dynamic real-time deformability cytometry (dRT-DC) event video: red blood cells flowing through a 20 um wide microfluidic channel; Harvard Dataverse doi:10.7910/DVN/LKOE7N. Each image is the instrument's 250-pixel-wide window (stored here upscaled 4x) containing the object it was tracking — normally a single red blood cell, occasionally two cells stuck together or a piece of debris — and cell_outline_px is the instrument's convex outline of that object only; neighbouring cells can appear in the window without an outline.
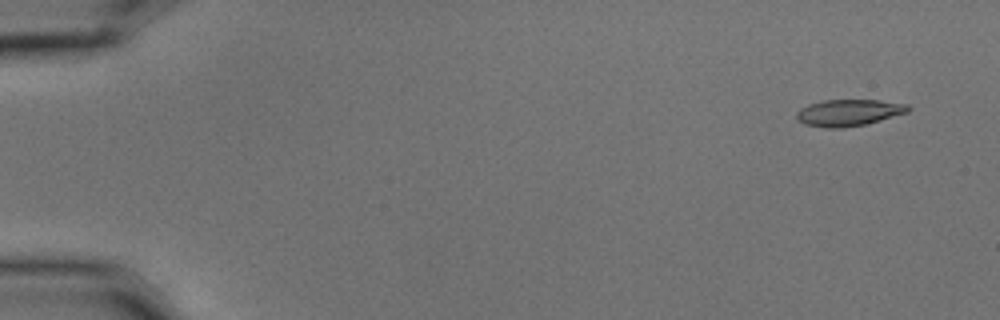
{"species": "common noctule bat (a hibernating species)", "species_latin": "Nyctalus noctula", "temperature_condition": "cold", "stored_images_in_passage": 5, "camera_frame_rate_fps": 3000, "um_per_image_px": 0.085, "animal": {"sex": "male", "body_mass_g": 15.6}, "frame": {"image": 1, "passage_image": 1, "time_ms": 0.0, "image_size_px": [1000, 320], "cell_outline_px": [[912, 108], [908, 112], [880, 120], [864, 124], [840, 128], [828, 128], [804, 124], [796, 116], [796, 112], [800, 108], [808, 104], [820, 100], [880, 100], [908, 104]], "centroid_in_image_um": [72.14, 9.56], "position_along_channel_um": 12.9, "area_um2": 17.28}}
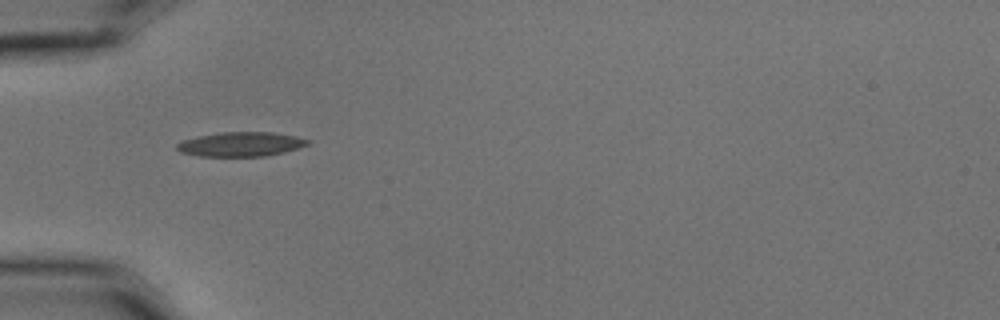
{"frame": {"image": 2, "passage_image": 4, "time_ms": 1.0, "image_size_px": [1000, 320], "cell_outline_px": [[312, 140], [308, 144], [284, 152], [264, 156], [200, 156], [180, 152], [176, 148], [176, 144], [180, 140], [220, 132], [272, 132], [296, 136]], "centroid_in_image_um": [20.45, 12.25], "position_along_channel_um": 64.5, "area_um2": 18.55}}
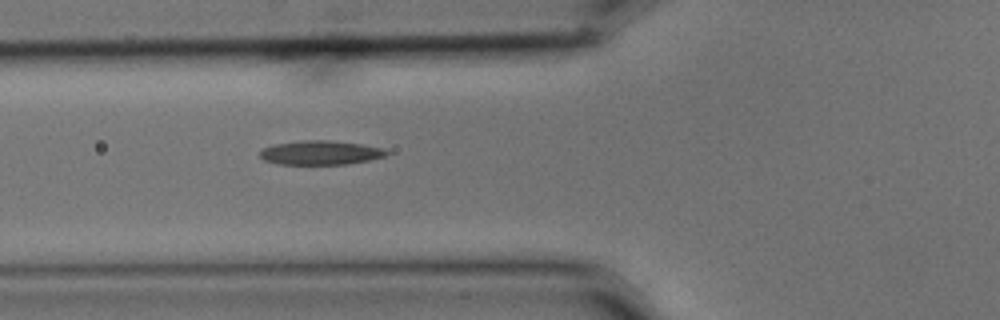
{"frame": {"image": 3, "passage_image": 5, "time_ms": 1.333, "image_size_px": [1000, 320], "cell_outline_px": [[388, 152], [384, 156], [368, 160], [348, 164], [276, 164], [264, 160], [260, 156], [260, 152], [264, 148], [272, 144], [300, 140], [328, 140], [360, 144], [384, 148]], "centroid_in_image_um": [27.2, 12.97], "position_along_channel_um": 98.6, "area_um2": 17.74}}